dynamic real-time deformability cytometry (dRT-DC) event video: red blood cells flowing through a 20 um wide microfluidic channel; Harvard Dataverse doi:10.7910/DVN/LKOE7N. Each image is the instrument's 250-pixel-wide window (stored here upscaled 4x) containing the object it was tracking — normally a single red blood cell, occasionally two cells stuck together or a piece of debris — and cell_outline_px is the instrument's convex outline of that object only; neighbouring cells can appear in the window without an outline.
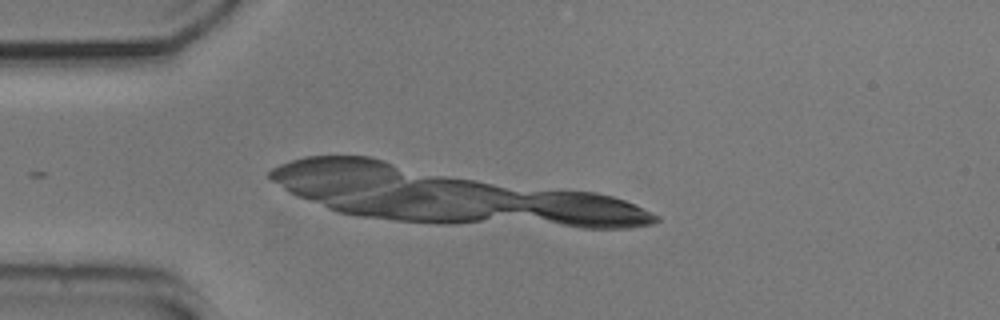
{"species": "common noctule bat (a hibernating species)", "species_latin": "Nyctalus noctula", "temperature_condition": "cold", "stored_images_in_passage": 2, "camera_frame_rate_fps": 3000, "um_per_image_px": 0.085, "animal": {"sex": "male", "body_mass_g": 20.5, "forearm_length_mm": 52.5}, "frame": {"image": 1, "passage_image": 2, "time_ms": 0.333, "image_size_px": [1000, 320], "cell_outline_px": [[648, 220], [628, 224], [588, 224], [564, 220], [548, 216], [536, 212], [528, 208], [576, 196], [604, 196], [620, 200], [636, 208]], "centroid_in_image_um": [50.29, 17.91], "position_along_channel_um": 34.7, "area_um2": 16.47}}